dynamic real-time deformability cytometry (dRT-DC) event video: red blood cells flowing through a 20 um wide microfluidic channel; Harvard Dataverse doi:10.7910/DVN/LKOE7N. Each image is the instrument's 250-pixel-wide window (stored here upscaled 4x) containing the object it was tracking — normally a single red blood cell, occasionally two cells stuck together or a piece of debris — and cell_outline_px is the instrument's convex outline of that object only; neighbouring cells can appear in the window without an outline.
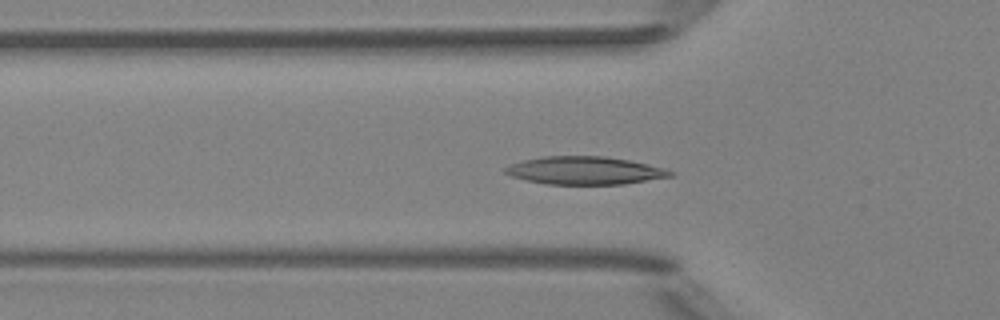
{"species": "Egyptian fruit bat (a non-hibernating species)", "species_latin": "Rousettus aegyptiacus", "temperature_condition": "room temperature", "stored_images_in_passage": 41, "camera_frame_rate_fps": 3000, "um_per_image_px": 0.085, "animal": {"sex": "female"}, "frame": {"image": 1, "passage_image": 10, "time_ms": 3.0, "image_size_px": [1000, 320], "cell_outline_px": [[676, 176], [624, 184], [544, 184], [512, 176], [504, 172], [504, 168], [512, 164], [524, 160], [544, 156], [604, 156], [628, 160], [648, 164], [664, 168], [672, 172]], "centroid_in_image_um": [49.74, 14.5], "position_along_channel_um": 76.1, "area_um2": 26.7}}
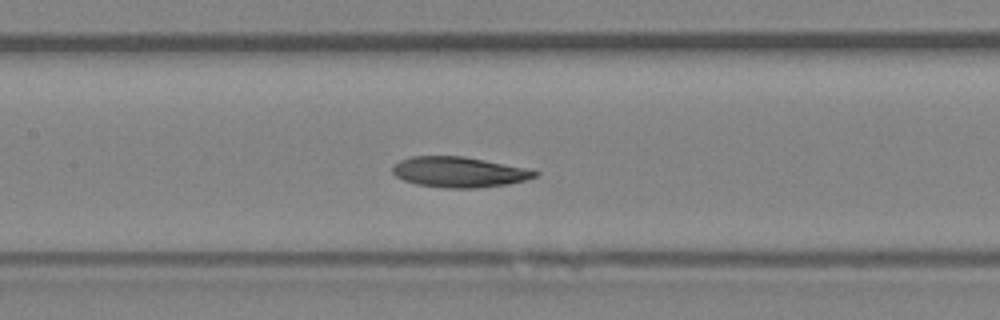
{"frame": {"image": 2, "passage_image": 17, "time_ms": 5.333, "image_size_px": [1000, 320], "cell_outline_px": [[540, 172], [536, 176], [524, 180], [508, 184], [476, 188], [444, 188], [416, 184], [404, 180], [396, 176], [392, 172], [392, 168], [400, 160], [412, 156], [464, 156], [532, 168]], "centroid_in_image_um": [39.07, 14.62], "position_along_channel_um": 168.3, "area_um2": 25.49}}
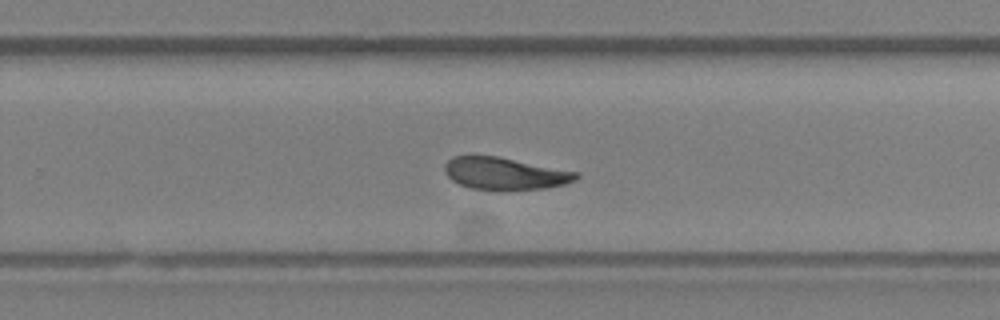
{"frame": {"image": 3, "passage_image": 26, "time_ms": 8.333, "image_size_px": [1000, 320], "cell_outline_px": [[580, 176], [576, 180], [564, 184], [544, 188], [500, 192], [492, 192], [472, 188], [460, 184], [452, 180], [444, 172], [444, 164], [452, 156], [496, 156], [580, 172]], "centroid_in_image_um": [42.92, 14.78], "position_along_channel_um": 286.9, "area_um2": 25.2}, "authors_computed_cell_mechanics": {"area_um2": 25.143, "velocity_mm_per_s": 3.9676, "shape_relaxation_time_tau1_ms": 4.7417, "shape_relaxation_time_tau2_ms": 3.9011, "deformation_change_tau1": 0.1285, "deformation_change_tau2": 0.0872}}